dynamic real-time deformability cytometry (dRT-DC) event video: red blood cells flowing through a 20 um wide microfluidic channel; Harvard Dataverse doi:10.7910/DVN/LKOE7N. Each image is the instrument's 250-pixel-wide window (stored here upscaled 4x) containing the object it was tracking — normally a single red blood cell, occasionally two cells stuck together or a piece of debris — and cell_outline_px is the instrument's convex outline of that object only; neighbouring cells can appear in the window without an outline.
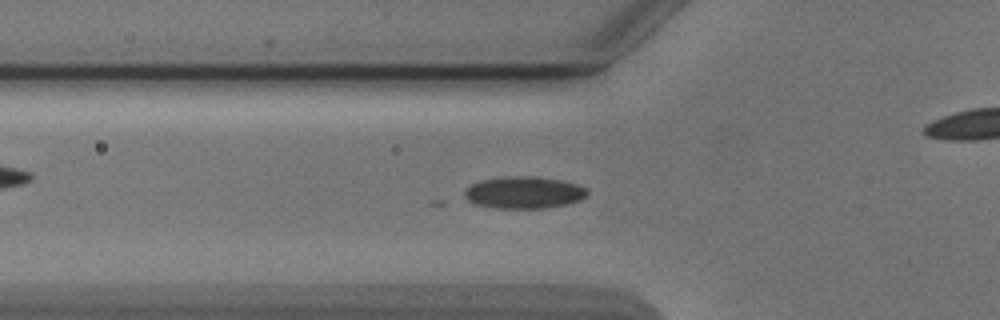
{"species": "Egyptian fruit bat (a non-hibernating species)", "species_latin": "Rousettus aegyptiacus", "temperature_condition": "cold", "stored_images_in_passage": 53, "camera_frame_rate_fps": 3000, "um_per_image_px": 0.085, "animal": {"sex": "male"}, "frame": {"image": 1, "passage_image": 18, "time_ms": 5.667, "image_size_px": [1000, 320], "cell_outline_px": [[588, 196], [580, 200], [564, 204], [544, 208], [496, 208], [476, 204], [468, 200], [464, 196], [464, 188], [480, 180], [504, 176], [540, 176], [560, 180], [576, 184], [588, 188]], "centroid_in_image_um": [44.53, 16.35], "position_along_channel_um": 81.3, "area_um2": 23.06}}
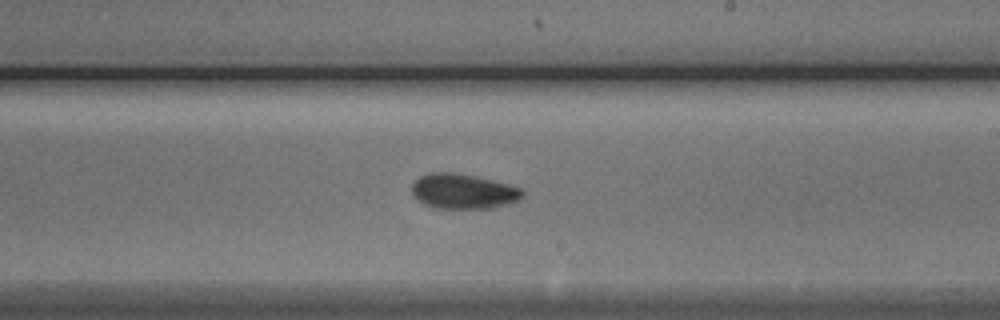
{"frame": {"image": 2, "passage_image": 31, "time_ms": 10.0, "image_size_px": [1000, 320], "cell_outline_px": [[524, 196], [520, 200], [492, 208], [432, 208], [416, 200], [412, 196], [412, 184], [420, 176], [432, 172], [452, 172], [476, 176], [524, 188]], "centroid_in_image_um": [39.38, 16.27], "position_along_channel_um": 249.6, "area_um2": 22.83}}
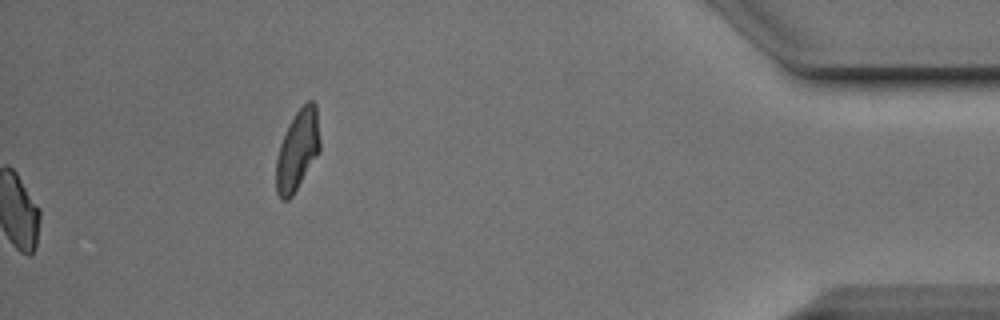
{"frame": {"image": 3, "passage_image": 53, "time_ms": 17.333, "image_size_px": [1000, 320], "cell_outline_px": [[320, 152], [292, 196], [288, 200], [280, 200], [276, 192], [276, 156], [280, 144], [288, 124], [296, 112], [308, 100], [312, 100], [316, 104], [320, 140]], "centroid_in_image_um": [25.28, 12.77], "position_along_channel_um": 409.9, "area_um2": 20.69}, "authors_computed_cell_mechanics": {"area_um2": 21.7906, "velocity_mm_per_s": 3.8719, "shape_relaxation_time_tau1_ms": 2.3541, "shape_relaxation_time_tau2_ms": null, "deformation_change_tau1": 0.1013, "deformation_change_tau2": null}}